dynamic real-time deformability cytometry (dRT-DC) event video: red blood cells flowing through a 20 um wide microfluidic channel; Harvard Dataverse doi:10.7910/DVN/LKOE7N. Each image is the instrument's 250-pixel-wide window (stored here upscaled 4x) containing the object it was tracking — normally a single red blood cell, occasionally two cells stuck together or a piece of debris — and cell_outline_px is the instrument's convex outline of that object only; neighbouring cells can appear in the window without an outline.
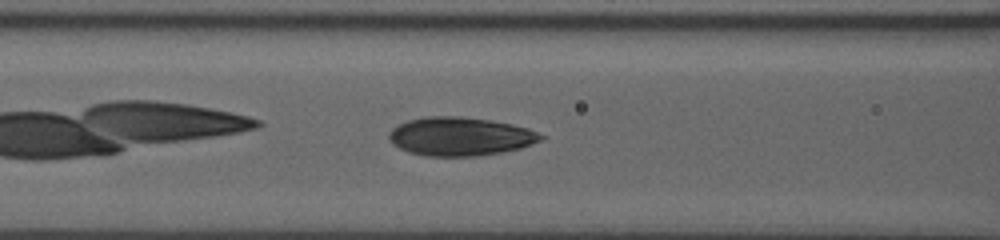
{"species": "human", "species_latin": "Homo sapiens", "temperature_condition": "room temperature", "stored_images_in_passage": 30, "camera_frame_rate_fps": 3000, "um_per_image_px": 0.085, "donor": {"sex": "male"}, "frame": {"image": 1, "passage_image": 6, "time_ms": 1.667, "image_size_px": [1000, 240], "cell_outline_px": [[548, 136], [532, 144], [520, 148], [504, 152], [480, 156], [424, 156], [408, 152], [392, 144], [388, 136], [388, 132], [392, 128], [408, 120], [428, 116], [460, 116], [488, 120], [512, 124], [528, 128]], "centroid_in_image_um": [39.12, 11.6], "position_along_channel_um": 127.5, "area_um2": 34.33}}
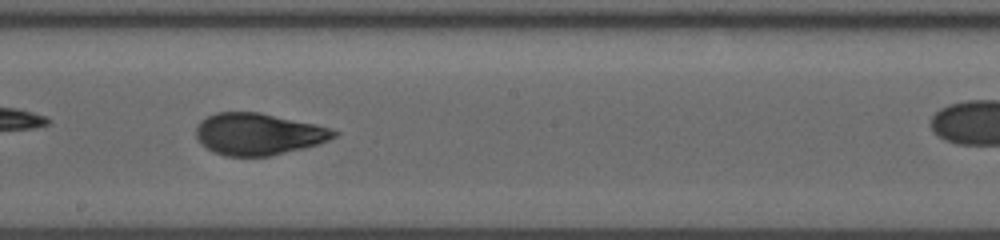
{"frame": {"image": 2, "passage_image": 14, "time_ms": 4.333, "image_size_px": [1000, 240], "cell_outline_px": [[340, 132], [336, 136], [328, 140], [316, 144], [268, 156], [224, 156], [208, 148], [196, 136], [196, 124], [200, 120], [216, 112], [260, 112], [316, 124]], "centroid_in_image_um": [21.94, 11.37], "position_along_channel_um": 226.3, "area_um2": 33.18}}
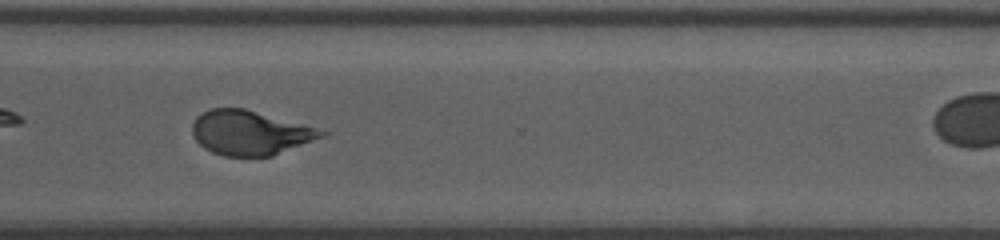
{"frame": {"image": 3, "passage_image": 24, "time_ms": 7.667, "image_size_px": [1000, 240], "cell_outline_px": [[328, 132], [324, 136], [272, 156], [224, 156], [212, 152], [204, 148], [196, 140], [192, 132], [192, 124], [196, 116], [208, 108], [244, 108]], "centroid_in_image_um": [21.18, 11.28], "position_along_channel_um": 349.4, "area_um2": 33.0}}